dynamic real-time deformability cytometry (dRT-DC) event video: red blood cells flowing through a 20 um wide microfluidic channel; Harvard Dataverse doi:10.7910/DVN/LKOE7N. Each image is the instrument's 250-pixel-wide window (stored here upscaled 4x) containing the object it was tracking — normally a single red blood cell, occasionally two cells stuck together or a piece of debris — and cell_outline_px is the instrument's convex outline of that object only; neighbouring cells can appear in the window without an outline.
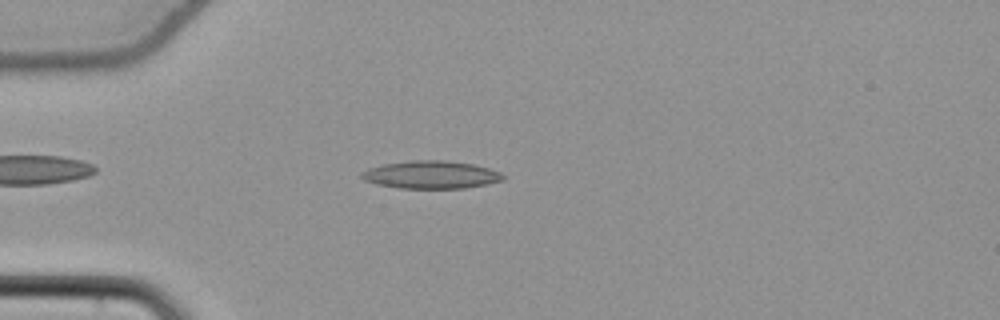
{"species": "common noctule bat (a hibernating species)", "species_latin": "Nyctalus noctula", "temperature_condition": "cold", "stored_images_in_passage": 47, "camera_frame_rate_fps": 3000, "um_per_image_px": 0.085, "animal": {"sex": "female", "body_mass_g": 22.7, "forearm_length_mm": 54.2}, "frame": {"image": 1, "passage_image": 9, "time_ms": 2.667, "image_size_px": [1000, 320], "cell_outline_px": [[504, 180], [488, 184], [464, 188], [400, 188], [376, 184], [364, 180], [360, 176], [360, 172], [368, 168], [384, 164], [412, 160], [444, 160], [472, 164], [488, 168], [500, 172], [504, 176]], "centroid_in_image_um": [36.62, 14.85], "position_along_channel_um": 48.4, "area_um2": 22.89}}
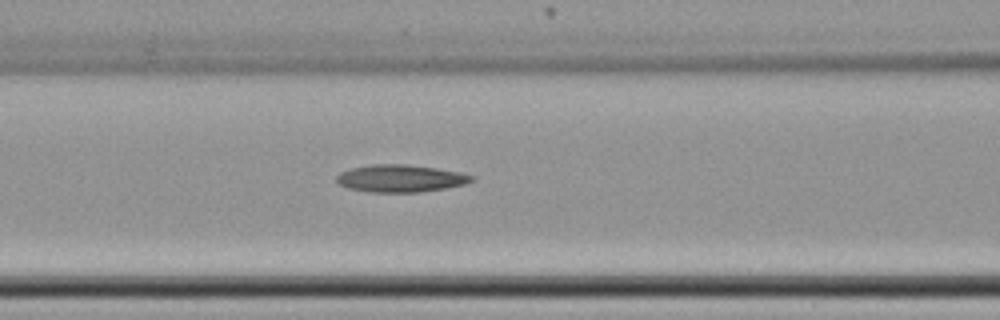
{"frame": {"image": 2, "passage_image": 17, "time_ms": 5.333, "image_size_px": [1000, 320], "cell_outline_px": [[476, 180], [464, 184], [444, 188], [420, 192], [368, 192], [348, 188], [340, 184], [336, 180], [336, 176], [340, 172], [352, 168], [372, 164], [404, 164], [436, 168], [460, 172], [476, 176]], "centroid_in_image_um": [34.06, 15.16], "position_along_channel_um": 132.5, "area_um2": 21.56}}
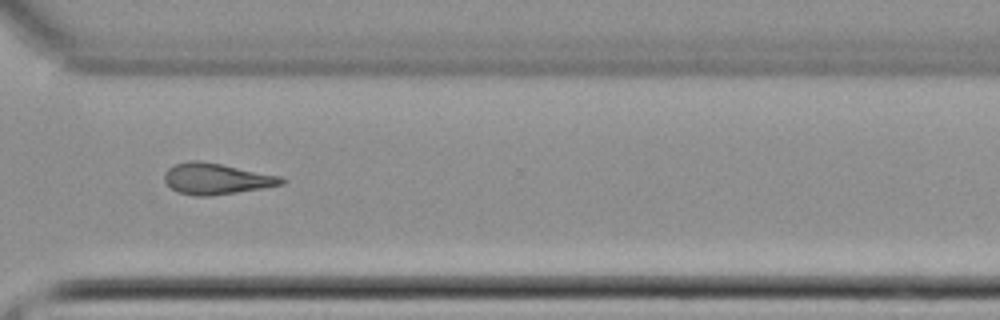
{"frame": {"image": 3, "passage_image": 34, "time_ms": 11.0, "image_size_px": [1000, 320], "cell_outline_px": [[288, 180], [284, 184], [264, 188], [208, 196], [196, 196], [176, 192], [164, 180], [164, 172], [168, 168], [176, 164], [188, 160], [200, 160], [280, 176]], "centroid_in_image_um": [18.38, 15.2], "position_along_channel_um": 352.2, "area_um2": 21.15}, "authors_computed_cell_mechanics": {"area_um2": 21.0392, "velocity_mm_per_s": 3.8643, "shape_relaxation_time_tau1_ms": null, "shape_relaxation_time_tau2_ms": 9.1698, "deformation_change_tau1": null, "deformation_change_tau2": 0.2216}}